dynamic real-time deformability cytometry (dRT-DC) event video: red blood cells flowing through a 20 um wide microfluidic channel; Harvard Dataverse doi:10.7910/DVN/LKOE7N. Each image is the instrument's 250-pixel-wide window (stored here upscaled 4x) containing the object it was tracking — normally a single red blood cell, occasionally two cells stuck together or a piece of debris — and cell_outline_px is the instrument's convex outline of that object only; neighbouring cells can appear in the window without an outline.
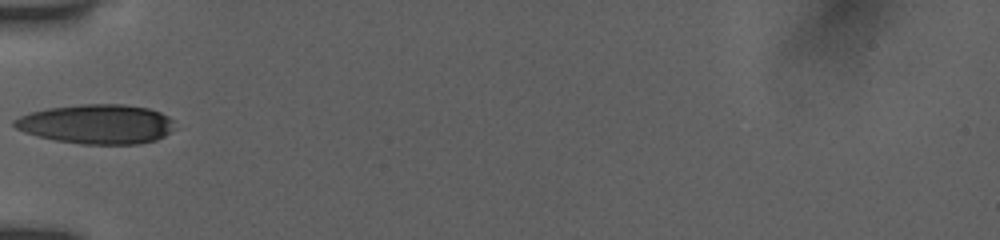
{"species": "human", "species_latin": "Homo sapiens", "temperature_condition": "room temperature", "stored_images_in_passage": 34, "camera_frame_rate_fps": 3000, "um_per_image_px": 0.085, "donor": {"sex": "female"}, "frame": {"image": 1, "passage_image": 1, "time_ms": 0.0, "image_size_px": [1000, 240], "cell_outline_px": [[176, 128], [164, 136], [156, 140], [140, 144], [80, 144], [56, 140], [24, 132], [16, 128], [12, 124], [12, 120], [20, 116], [32, 112], [48, 108], [80, 104], [124, 104], [148, 108], [160, 112], [176, 120]], "centroid_in_image_um": [8.28, 10.54], "position_along_channel_um": 76.7, "area_um2": 37.17}}
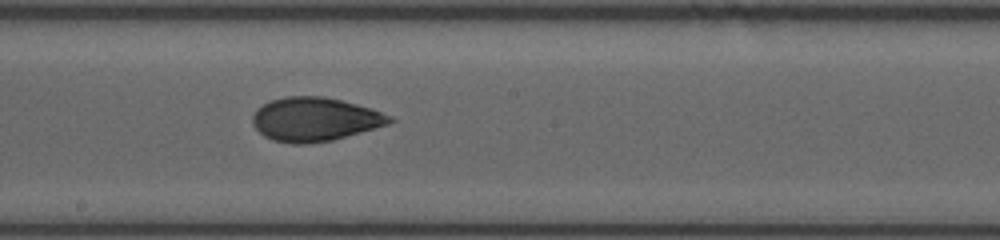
{"frame": {"image": 2, "passage_image": 12, "time_ms": 3.667, "image_size_px": [1000, 240], "cell_outline_px": [[396, 120], [388, 124], [332, 140], [304, 144], [292, 144], [272, 140], [264, 136], [252, 124], [252, 116], [256, 108], [272, 100], [284, 96], [324, 96], [372, 108], [392, 116]], "centroid_in_image_um": [26.75, 10.13], "position_along_channel_um": 221.5, "area_um2": 34.97}}
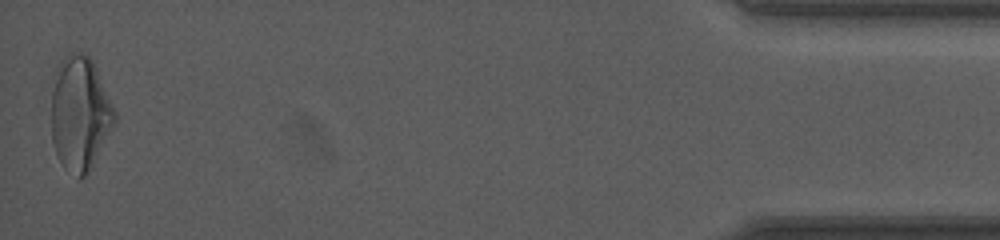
{"frame": {"image": 3, "passage_image": 34, "time_ms": 11.0, "image_size_px": [1000, 240], "cell_outline_px": [[116, 120], [92, 168], [80, 180], [64, 168], [56, 156], [52, 140], [52, 92], [56, 68], [60, 60], [68, 56], [80, 52], [84, 52], [92, 60], [96, 68], [116, 116]], "centroid_in_image_um": [6.77, 9.7], "position_along_channel_um": 428.4, "area_um2": 41.73}, "authors_computed_cell_mechanics": {"area_um2": 35.2002, "velocity_mm_per_s": 3.9237, "shape_relaxation_time_tau1_ms": 5.4031, "shape_relaxation_time_tau2_ms": 1.5179, "deformation_change_tau1": 0.171, "deformation_change_tau2": 0.0689}}